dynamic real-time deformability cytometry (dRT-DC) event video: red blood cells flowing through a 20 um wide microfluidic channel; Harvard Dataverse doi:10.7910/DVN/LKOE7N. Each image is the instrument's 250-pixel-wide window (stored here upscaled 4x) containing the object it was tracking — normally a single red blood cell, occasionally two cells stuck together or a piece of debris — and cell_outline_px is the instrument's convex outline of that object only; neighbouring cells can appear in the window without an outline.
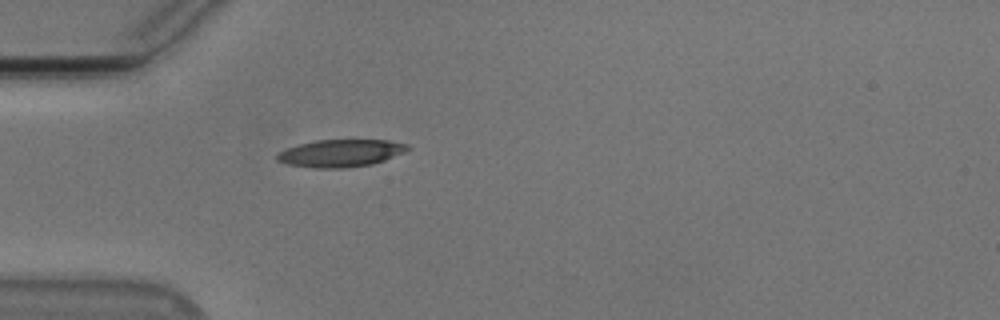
{"species": "Egyptian fruit bat (a non-hibernating species)", "species_latin": "Rousettus aegyptiacus", "temperature_condition": "cold", "stored_images_in_passage": 26, "camera_frame_rate_fps": 3000, "um_per_image_px": 0.085, "animal": {"sex": "male"}, "frame": {"image": 1, "passage_image": 1, "time_ms": 0.0, "image_size_px": [1000, 320], "cell_outline_px": [[412, 148], [404, 152], [384, 160], [372, 164], [344, 168], [316, 168], [288, 164], [276, 160], [276, 156], [284, 148], [316, 140], [388, 140], [408, 144]], "centroid_in_image_um": [28.97, 13.01], "position_along_channel_um": 56.0, "area_um2": 20.81}}
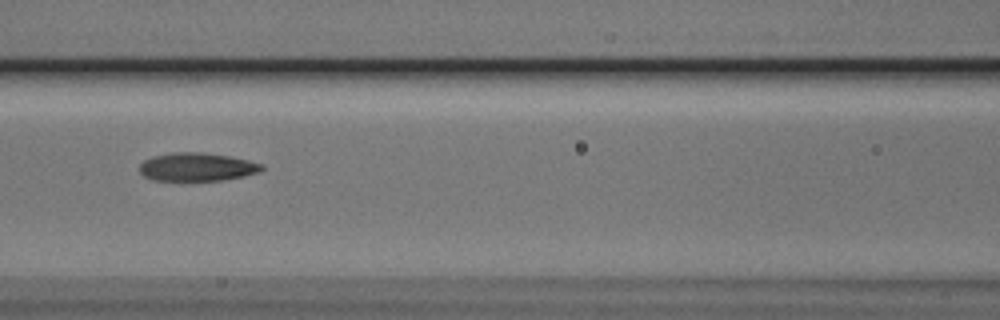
{"frame": {"image": 2, "passage_image": 9, "time_ms": 2.667, "image_size_px": [1000, 320], "cell_outline_px": [[264, 168], [260, 172], [244, 176], [220, 180], [152, 180], [144, 176], [140, 172], [140, 164], [144, 160], [152, 156], [172, 152], [200, 152], [228, 156], [248, 160], [264, 164]], "centroid_in_image_um": [16.74, 14.18], "position_along_channel_um": 149.9, "area_um2": 20.11}}
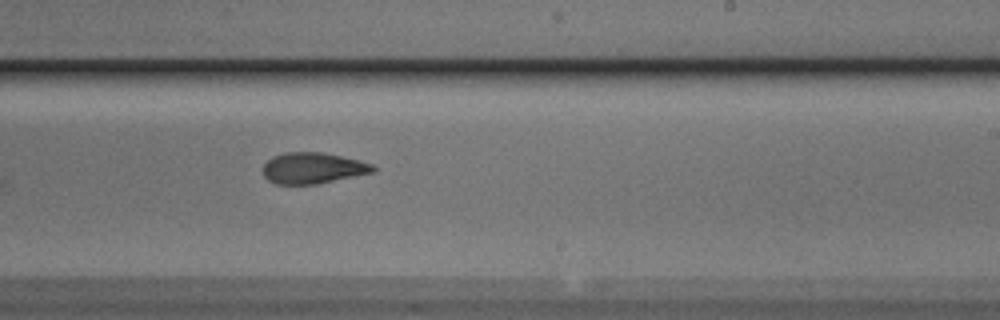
{"frame": {"image": 3, "passage_image": 18, "time_ms": 5.667, "image_size_px": [1000, 320], "cell_outline_px": [[376, 168], [372, 172], [316, 184], [276, 184], [268, 180], [264, 176], [264, 164], [272, 156], [284, 152], [320, 152], [340, 156], [372, 164]], "centroid_in_image_um": [26.54, 14.28], "position_along_channel_um": 262.5, "area_um2": 19.59}}